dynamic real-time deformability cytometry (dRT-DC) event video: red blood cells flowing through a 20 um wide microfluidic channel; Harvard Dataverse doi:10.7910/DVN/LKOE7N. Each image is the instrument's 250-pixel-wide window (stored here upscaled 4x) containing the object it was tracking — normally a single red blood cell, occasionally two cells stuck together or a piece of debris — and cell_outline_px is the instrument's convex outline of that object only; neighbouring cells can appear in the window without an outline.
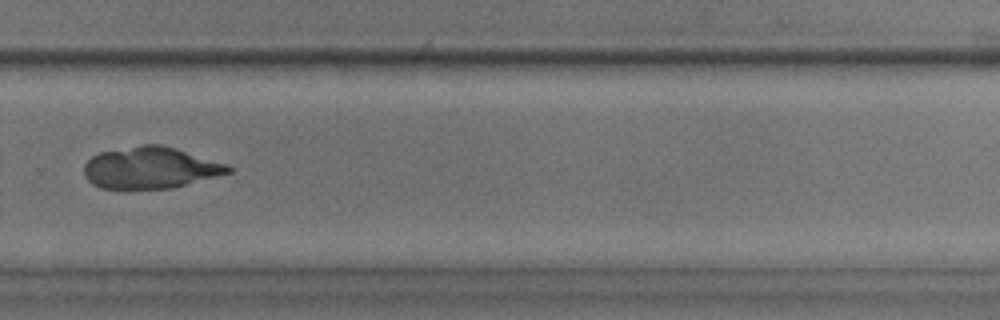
{"species": "common noctule bat (a hibernating species)", "species_latin": "Nyctalus noctula", "temperature_condition": "room temperature", "stored_images_in_passage": 50, "camera_frame_rate_fps": 3000, "um_per_image_px": 0.085, "animal": {"sex": "male", "body_mass_g": 17.9, "forearm_length_mm": 54.2}, "frame": {"image": 1, "passage_image": 35, "time_ms": 11.333, "image_size_px": [1000, 320], "cell_outline_px": [[232, 172], [172, 188], [100, 188], [92, 184], [84, 176], [84, 164], [92, 156], [100, 152], [144, 144], [160, 144], [176, 148], [228, 164], [232, 168]], "centroid_in_image_um": [12.79, 14.25], "position_along_channel_um": 317.0, "area_um2": 34.85}}
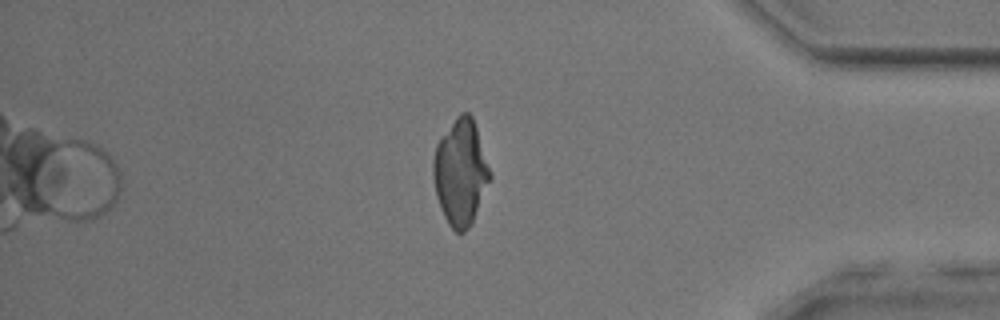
{"frame": {"image": 2, "passage_image": 43, "time_ms": 14.0, "image_size_px": [1000, 320], "cell_outline_px": [[492, 176], [472, 224], [464, 232], [456, 232], [448, 224], [440, 208], [436, 196], [432, 176], [432, 160], [436, 144], [440, 136], [456, 116], [460, 112], [468, 112], [472, 116]], "centroid_in_image_um": [39.12, 14.65], "position_along_channel_um": 396.1, "area_um2": 35.2}}
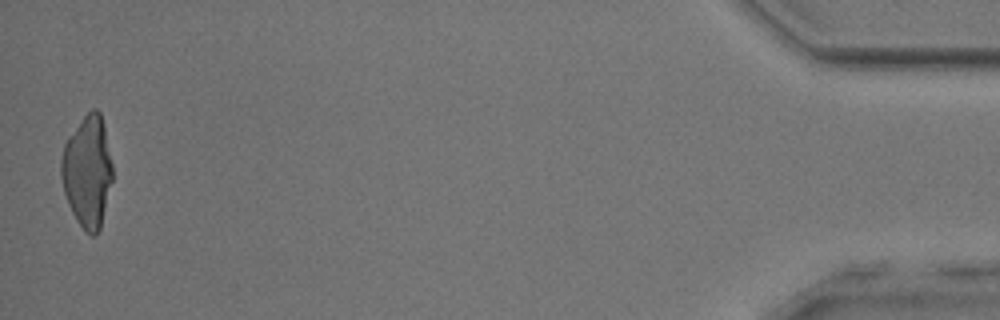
{"frame": {"image": 3, "passage_image": 50, "time_ms": 16.333, "image_size_px": [1000, 320], "cell_outline_px": [[112, 180], [100, 228], [96, 236], [88, 236], [84, 232], [76, 220], [68, 204], [64, 192], [60, 176], [60, 160], [64, 144], [68, 136], [84, 116], [92, 108], [96, 108], [100, 112], [104, 128], [112, 164]], "centroid_in_image_um": [7.41, 14.61], "position_along_channel_um": 427.8, "area_um2": 33.47}}